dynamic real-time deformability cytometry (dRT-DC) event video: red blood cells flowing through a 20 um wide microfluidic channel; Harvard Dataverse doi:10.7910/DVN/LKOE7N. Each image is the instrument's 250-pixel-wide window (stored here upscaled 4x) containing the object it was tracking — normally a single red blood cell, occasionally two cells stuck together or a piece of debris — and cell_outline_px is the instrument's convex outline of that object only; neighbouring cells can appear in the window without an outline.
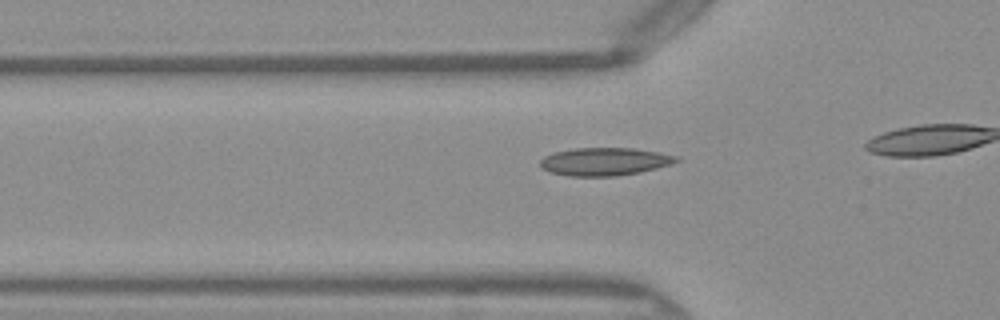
{"species": "Egyptian fruit bat (a non-hibernating species)", "species_latin": "Rousettus aegyptiacus", "temperature_condition": "warm", "stored_images_in_passage": 22, "camera_frame_rate_fps": 3000, "um_per_image_px": 0.085, "frame": {"image": 1, "passage_image": 14, "time_ms": 4.333, "image_size_px": [1000, 320], "cell_outline_px": [[680, 160], [656, 168], [640, 172], [616, 176], [568, 176], [548, 172], [540, 168], [540, 160], [544, 156], [552, 152], [576, 148], [632, 148], [660, 152], [680, 156]], "centroid_in_image_um": [51.36, 13.73], "position_along_channel_um": 74.4, "area_um2": 22.31}}
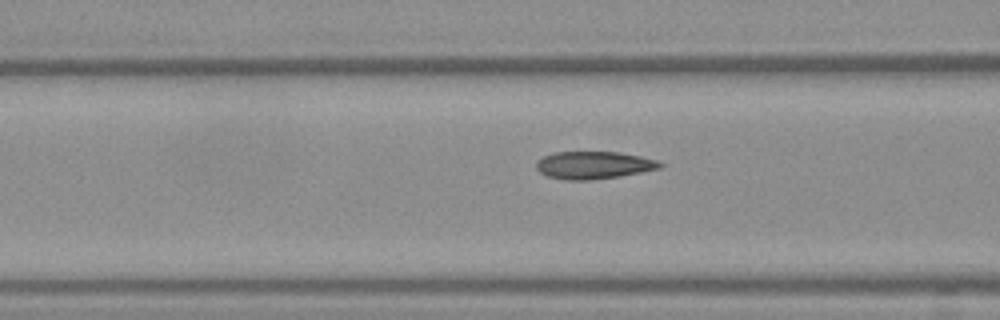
{"frame": {"image": 2, "passage_image": 17, "time_ms": 5.333, "image_size_px": [1000, 320], "cell_outline_px": [[664, 164], [660, 168], [620, 176], [592, 180], [568, 180], [548, 176], [540, 172], [536, 168], [536, 164], [544, 156], [556, 152], [620, 152], [640, 156], [656, 160]], "centroid_in_image_um": [50.48, 14.04], "position_along_channel_um": 116.1, "area_um2": 19.65}}
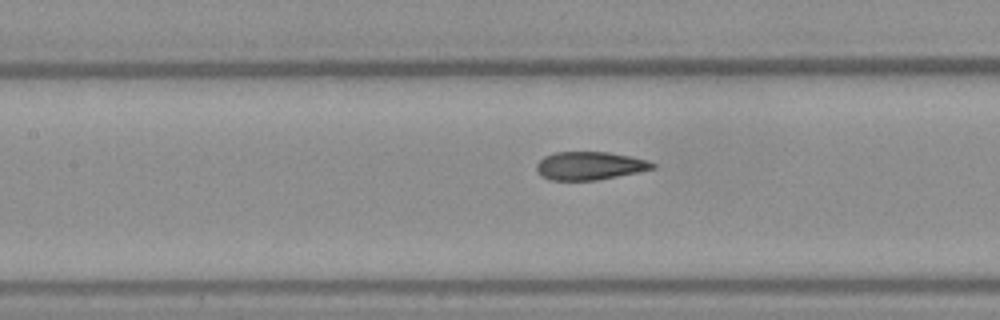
{"frame": {"image": 3, "passage_image": 20, "time_ms": 6.333, "image_size_px": [1000, 320], "cell_outline_px": [[656, 168], [596, 180], [548, 180], [540, 176], [536, 168], [536, 164], [544, 156], [552, 152], [608, 152], [648, 160], [656, 164]], "centroid_in_image_um": [50.08, 14.09], "position_along_channel_um": 157.3, "area_um2": 19.02}}